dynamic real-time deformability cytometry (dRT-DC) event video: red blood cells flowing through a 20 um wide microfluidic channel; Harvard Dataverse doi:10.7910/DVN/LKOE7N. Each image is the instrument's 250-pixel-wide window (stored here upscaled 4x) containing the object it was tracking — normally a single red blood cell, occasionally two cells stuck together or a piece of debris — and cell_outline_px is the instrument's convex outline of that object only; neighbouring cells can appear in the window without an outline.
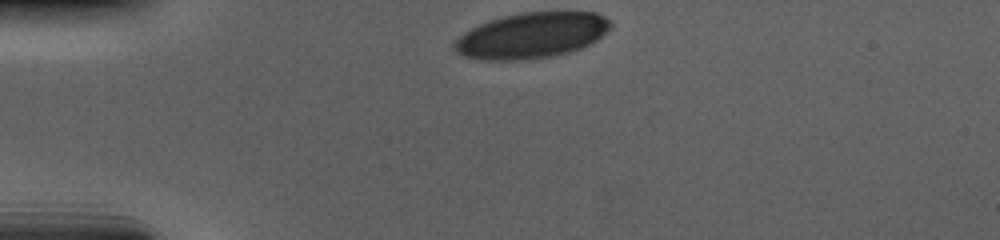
{"species": "human", "species_latin": "Homo sapiens", "temperature_condition": "cold", "stored_images_in_passage": 34, "camera_frame_rate_fps": 3000, "um_per_image_px": 0.085, "donor": {"sex": "male"}, "frame": {"image": 1, "passage_image": 1, "time_ms": 0.0, "image_size_px": [1000, 240], "cell_outline_px": [[612, 24], [596, 40], [580, 48], [568, 52], [552, 56], [520, 60], [480, 60], [464, 56], [456, 52], [452, 48], [452, 44], [464, 32], [488, 20], [520, 12], [596, 12], [612, 20]], "centroid_in_image_um": [45.15, 3.01], "position_along_channel_um": 39.9, "area_um2": 41.44}}
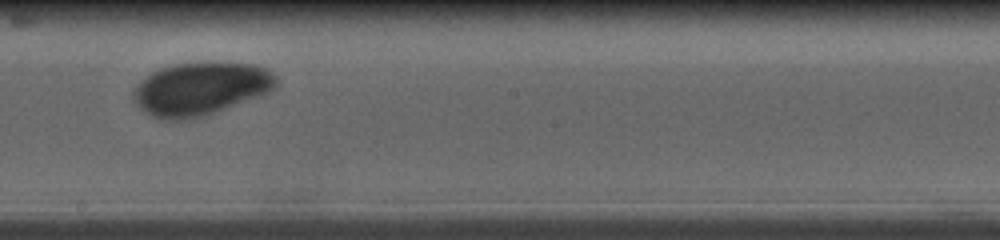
{"frame": {"image": 2, "passage_image": 20, "time_ms": 6.333, "image_size_px": [1000, 240], "cell_outline_px": [[280, 84], [276, 88], [268, 92], [216, 112], [204, 116], [184, 120], [160, 120], [152, 116], [140, 108], [132, 100], [132, 88], [144, 76], [160, 68], [176, 64], [256, 64], [272, 72], [280, 80]], "centroid_in_image_um": [17.01, 7.57], "position_along_channel_um": 231.2, "area_um2": 43.99}}
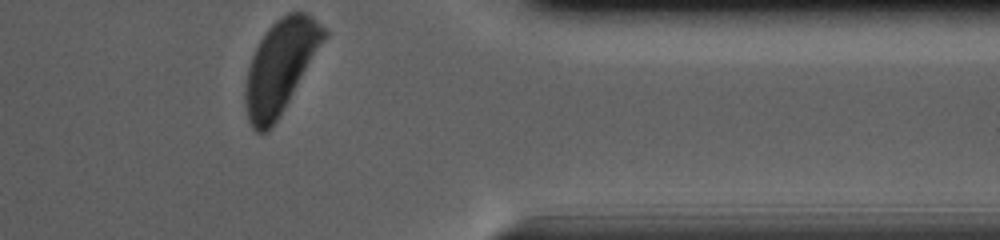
{"frame": {"image": 3, "passage_image": 34, "time_ms": 11.0, "image_size_px": [1000, 240], "cell_outline_px": [[328, 36], [280, 116], [264, 132], [256, 132], [252, 128], [248, 120], [244, 100], [244, 84], [248, 68], [252, 56], [260, 40], [268, 28], [280, 16], [288, 12], [304, 12], [312, 16], [328, 28]], "centroid_in_image_um": [23.85, 5.62], "position_along_channel_um": 387.5, "area_um2": 42.66}, "authors_computed_cell_mechanics": {"area_um2": 43.9858, "velocity_mm_per_s": 3.6339, "shape_relaxation_time_tau1_ms": 2.5734, "shape_relaxation_time_tau2_ms": null, "deformation_change_tau1": 0.1346, "deformation_change_tau2": null}}